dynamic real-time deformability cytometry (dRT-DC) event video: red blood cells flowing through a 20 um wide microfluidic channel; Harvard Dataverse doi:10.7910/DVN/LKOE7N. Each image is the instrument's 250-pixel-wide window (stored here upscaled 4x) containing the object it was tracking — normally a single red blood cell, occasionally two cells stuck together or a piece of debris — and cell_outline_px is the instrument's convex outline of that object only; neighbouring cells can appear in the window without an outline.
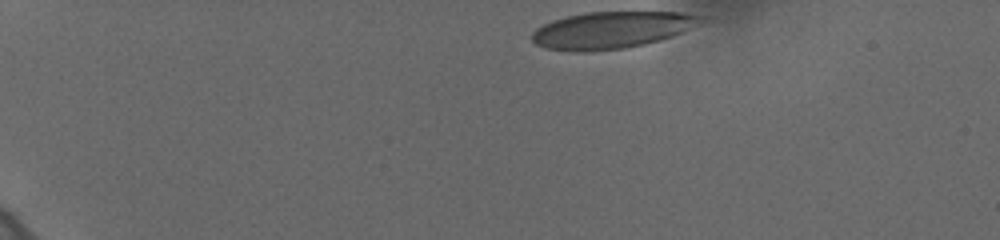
{"species": "human", "species_latin": "Homo sapiens", "temperature_condition": "cold", "stored_images_in_passage": 40, "camera_frame_rate_fps": 3000, "um_per_image_px": 0.085, "donor": {"sex": "female"}, "frame": {"image": 1, "passage_image": 1, "time_ms": 0.0, "image_size_px": [1000, 240], "cell_outline_px": [[708, 20], [672, 36], [660, 40], [644, 44], [624, 48], [588, 52], [576, 52], [548, 48], [536, 44], [532, 40], [532, 32], [536, 28], [544, 24], [568, 16], [588, 12], [680, 12], [708, 16]], "centroid_in_image_um": [52.05, 2.55], "position_along_channel_um": 33.0, "area_um2": 36.24}}
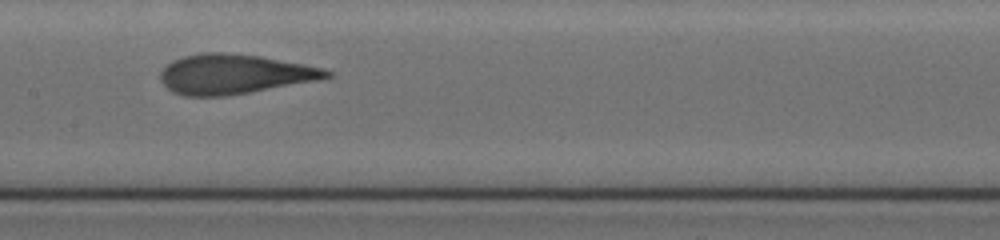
{"frame": {"image": 2, "passage_image": 22, "time_ms": 7.0, "image_size_px": [1000, 240], "cell_outline_px": [[332, 76], [316, 80], [248, 92], [224, 96], [184, 96], [172, 92], [160, 80], [160, 72], [172, 60], [184, 56], [204, 52], [224, 52], [260, 56], [304, 64], [324, 68], [332, 72]], "centroid_in_image_um": [19.87, 6.29], "position_along_channel_um": 187.5, "area_um2": 38.15}}
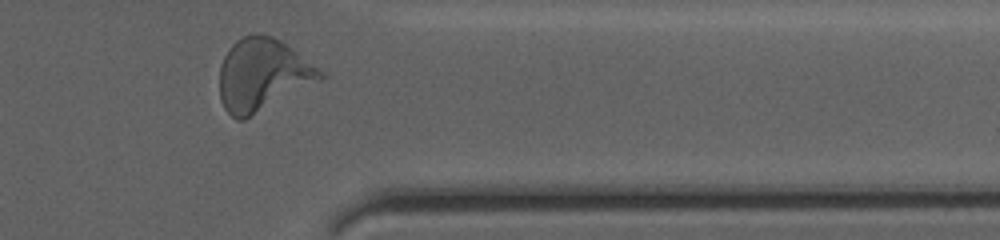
{"frame": {"image": 3, "passage_image": 39, "time_ms": 12.667, "image_size_px": [1000, 240], "cell_outline_px": [[324, 80], [244, 120], [236, 120], [224, 108], [220, 100], [220, 64], [228, 48], [236, 40], [244, 36], [256, 32], [260, 32], [272, 36], [280, 40], [324, 72]], "centroid_in_image_um": [22.32, 6.36], "position_along_channel_um": 389.1, "area_um2": 42.83}, "authors_computed_cell_mechanics": {"area_um2": 37.6278, "velocity_mm_per_s": 3.6292, "shape_relaxation_time_tau1_ms": 5.2605, "shape_relaxation_time_tau2_ms": 1.0439, "deformation_change_tau1": 0.1871, "deformation_change_tau2": 0.0833}}